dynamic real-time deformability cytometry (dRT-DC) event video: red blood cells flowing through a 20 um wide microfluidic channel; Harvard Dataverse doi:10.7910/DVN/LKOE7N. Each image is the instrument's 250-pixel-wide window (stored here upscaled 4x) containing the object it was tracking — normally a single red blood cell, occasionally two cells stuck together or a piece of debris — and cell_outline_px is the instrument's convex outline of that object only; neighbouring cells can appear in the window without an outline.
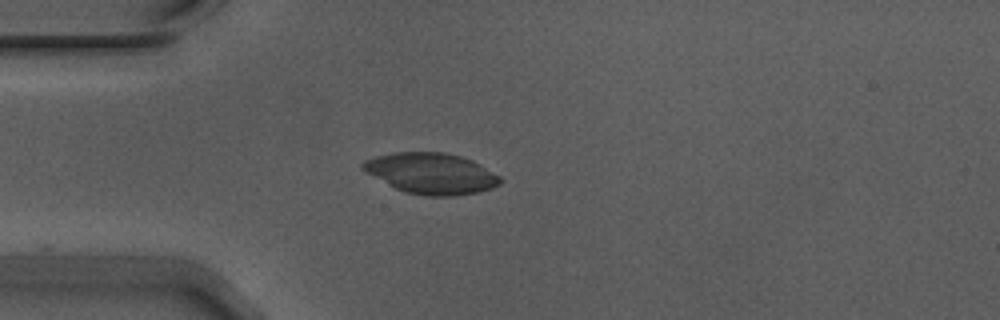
{"species": "Egyptian fruit bat (a non-hibernating species)", "species_latin": "Rousettus aegyptiacus", "temperature_condition": "warm", "stored_images_in_passage": 43, "camera_frame_rate_fps": 3000, "um_per_image_px": 0.085, "animal": {"sex": "male"}, "frame": {"image": 1, "passage_image": 3, "time_ms": 0.667, "image_size_px": [1000, 320], "cell_outline_px": [[504, 180], [500, 184], [492, 188], [476, 192], [456, 196], [424, 196], [404, 192], [364, 172], [360, 168], [360, 164], [364, 160], [376, 156], [396, 152], [444, 152], [460, 156], [472, 160], [480, 164], [500, 176]], "centroid_in_image_um": [36.65, 14.74], "position_along_channel_um": 48.4, "area_um2": 32.95}}
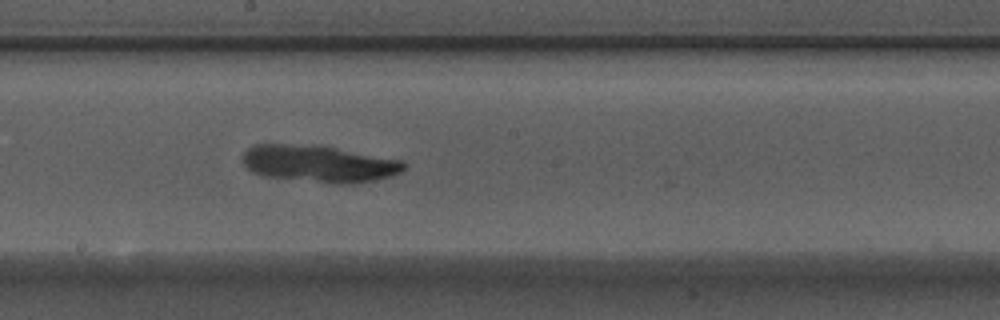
{"frame": {"image": 2, "passage_image": 18, "time_ms": 5.667, "image_size_px": [1000, 320], "cell_outline_px": [[408, 164], [400, 172], [388, 176], [372, 180], [352, 184], [336, 184], [260, 176], [252, 172], [244, 164], [244, 152], [248, 148], [256, 144], [316, 144], [404, 160]], "centroid_in_image_um": [27.11, 13.91], "position_along_channel_um": 221.1, "area_um2": 35.03}}
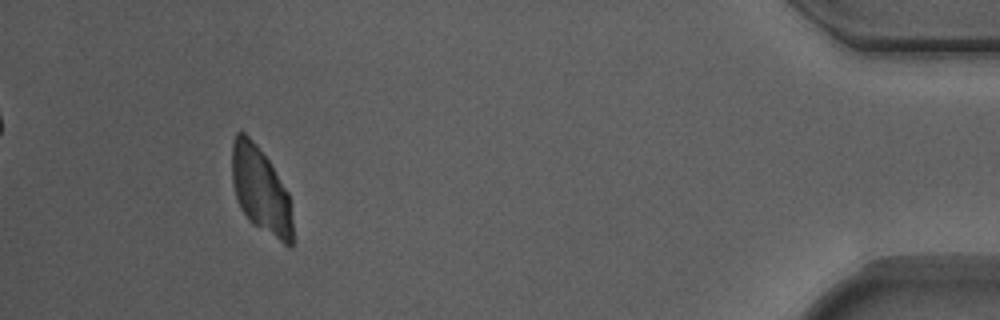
{"frame": {"image": 3, "passage_image": 39, "time_ms": 12.667, "image_size_px": [1000, 320], "cell_outline_px": [[292, 248], [288, 248], [252, 224], [248, 220], [240, 208], [232, 184], [232, 144], [236, 132], [244, 132], [256, 144], [268, 160], [288, 192], [292, 220]], "centroid_in_image_um": [22.15, 16.21], "position_along_channel_um": 413.0, "area_um2": 30.52}}